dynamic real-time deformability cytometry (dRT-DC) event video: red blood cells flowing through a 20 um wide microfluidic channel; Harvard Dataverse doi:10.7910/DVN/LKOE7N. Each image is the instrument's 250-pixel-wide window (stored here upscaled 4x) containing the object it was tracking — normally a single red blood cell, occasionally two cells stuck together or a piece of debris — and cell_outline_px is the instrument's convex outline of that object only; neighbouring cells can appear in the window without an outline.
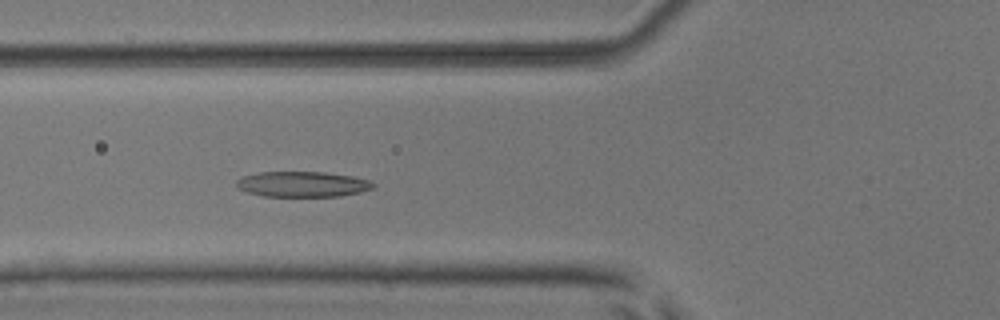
{"species": "common noctule bat (a hibernating species)", "species_latin": "Nyctalus noctula", "temperature_condition": "room temperature", "stored_images_in_passage": 5, "camera_frame_rate_fps": 3000, "um_per_image_px": 0.085, "animal": {"sex": "male", "body_mass_g": 17.9, "forearm_length_mm": 54.2}, "frame": {"image": 1, "passage_image": 5, "time_ms": 1.333, "image_size_px": [1000, 320], "cell_outline_px": [[376, 188], [360, 192], [340, 196], [264, 196], [248, 192], [236, 188], [236, 180], [244, 176], [260, 172], [324, 172], [352, 176], [368, 180], [376, 184]], "centroid_in_image_um": [25.73, 15.66], "position_along_channel_um": 100.1, "area_um2": 20.29}}